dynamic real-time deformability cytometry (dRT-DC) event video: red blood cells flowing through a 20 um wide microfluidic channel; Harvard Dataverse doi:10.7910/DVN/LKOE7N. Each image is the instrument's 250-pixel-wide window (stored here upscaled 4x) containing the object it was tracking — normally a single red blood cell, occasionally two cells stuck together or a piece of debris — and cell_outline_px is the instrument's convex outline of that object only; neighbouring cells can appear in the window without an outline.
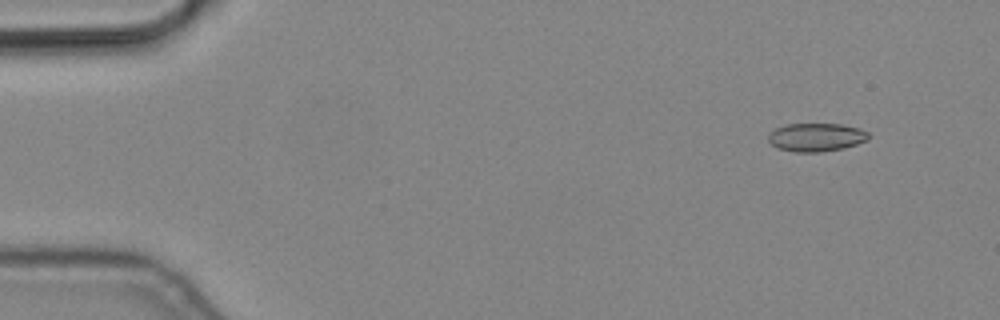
{"species": "common noctule bat (a hibernating species)", "species_latin": "Nyctalus noctula", "temperature_condition": "cold", "stored_images_in_passage": 5, "camera_frame_rate_fps": 3000, "um_per_image_px": 0.085, "animal": {"sex": "male", "body_mass_g": 19.2, "forearm_length_mm": 51.8}, "frame": {"image": 1, "passage_image": 2, "time_ms": 0.333, "image_size_px": [1000, 320], "cell_outline_px": [[868, 140], [844, 148], [820, 152], [796, 152], [776, 148], [768, 140], [768, 136], [776, 128], [788, 124], [840, 124], [860, 128], [868, 132]], "centroid_in_image_um": [69.39, 11.67], "position_along_channel_um": 15.6, "area_um2": 16.47}}
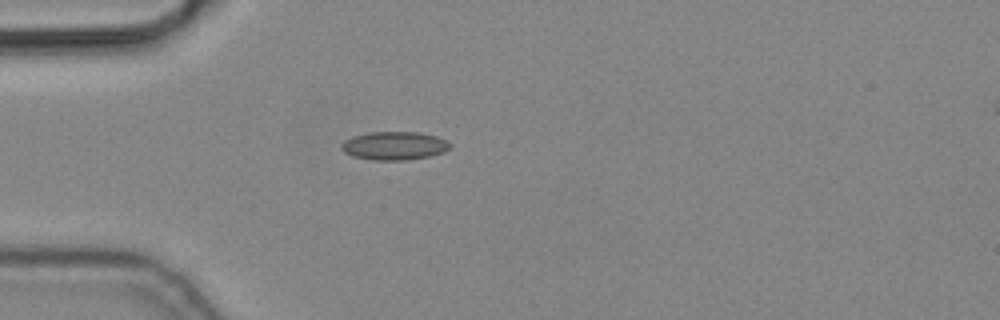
{"frame": {"image": 2, "passage_image": 5, "time_ms": 1.333, "image_size_px": [1000, 320], "cell_outline_px": [[452, 144], [444, 152], [428, 156], [404, 160], [372, 160], [352, 156], [344, 152], [340, 148], [340, 144], [344, 140], [352, 136], [368, 132], [416, 132], [436, 136], [448, 140]], "centroid_in_image_um": [33.48, 12.38], "position_along_channel_um": 51.5, "area_um2": 18.03}}